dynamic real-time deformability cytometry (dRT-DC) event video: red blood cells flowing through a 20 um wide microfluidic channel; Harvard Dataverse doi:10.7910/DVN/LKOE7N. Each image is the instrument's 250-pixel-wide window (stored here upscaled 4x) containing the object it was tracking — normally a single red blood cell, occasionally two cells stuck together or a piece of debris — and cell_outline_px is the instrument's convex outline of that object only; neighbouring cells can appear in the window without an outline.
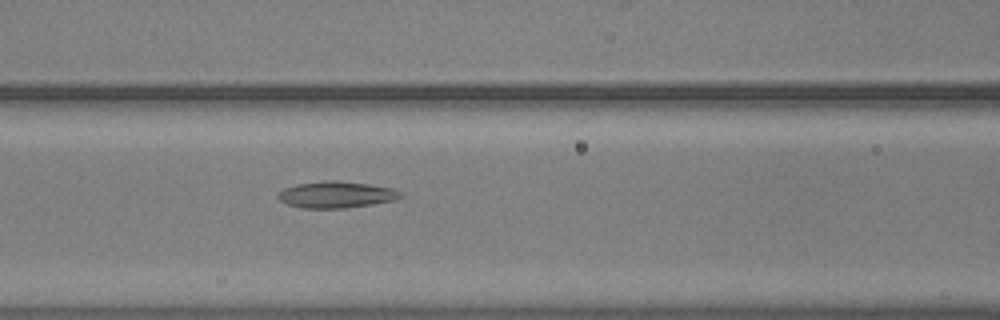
{"species": "common noctule bat (a hibernating species)", "species_latin": "Nyctalus noctula", "temperature_condition": "warm", "stored_images_in_passage": 57, "camera_frame_rate_fps": 3000, "um_per_image_px": 0.085, "animal": {"sex": "male", "body_mass_g": 20.5, "forearm_length_mm": 52.5}, "frame": {"image": 1, "passage_image": 25, "time_ms": 8.0, "image_size_px": [1000, 320], "cell_outline_px": [[404, 196], [396, 200], [372, 204], [344, 208], [304, 208], [288, 204], [280, 200], [276, 196], [276, 192], [284, 188], [296, 184], [324, 180], [336, 180], [368, 184], [392, 188], [400, 192]], "centroid_in_image_um": [28.56, 16.54], "position_along_channel_um": 138.0, "area_um2": 19.02}}
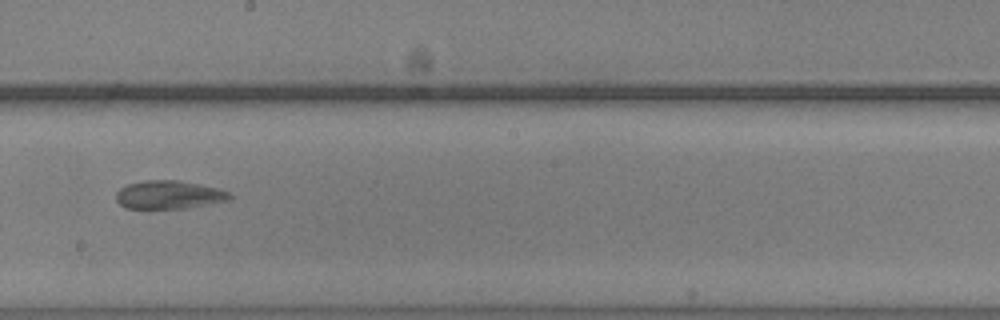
{"frame": {"image": 2, "passage_image": 33, "time_ms": 10.667, "image_size_px": [1000, 320], "cell_outline_px": [[232, 200], [184, 208], [124, 208], [116, 200], [116, 192], [120, 188], [128, 184], [144, 180], [176, 180], [200, 184], [232, 192]], "centroid_in_image_um": [14.38, 16.55], "position_along_channel_um": 233.8, "area_um2": 18.79}}
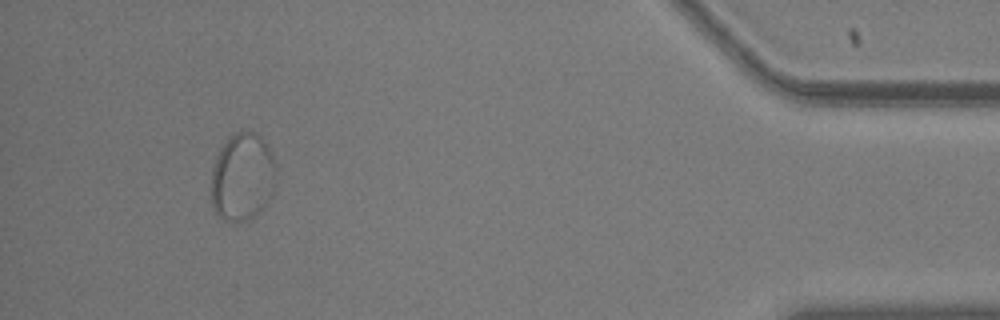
{"frame": {"image": 3, "passage_image": 53, "time_ms": 17.333, "image_size_px": [1000, 320], "cell_outline_px": [[276, 180], [268, 200], [252, 216], [244, 220], [224, 220], [212, 208], [212, 168], [216, 156], [220, 148], [228, 136], [240, 128], [252, 132], [260, 136], [268, 148], [276, 164]], "centroid_in_image_um": [20.59, 14.97], "position_along_channel_um": 414.6, "area_um2": 33.0}}